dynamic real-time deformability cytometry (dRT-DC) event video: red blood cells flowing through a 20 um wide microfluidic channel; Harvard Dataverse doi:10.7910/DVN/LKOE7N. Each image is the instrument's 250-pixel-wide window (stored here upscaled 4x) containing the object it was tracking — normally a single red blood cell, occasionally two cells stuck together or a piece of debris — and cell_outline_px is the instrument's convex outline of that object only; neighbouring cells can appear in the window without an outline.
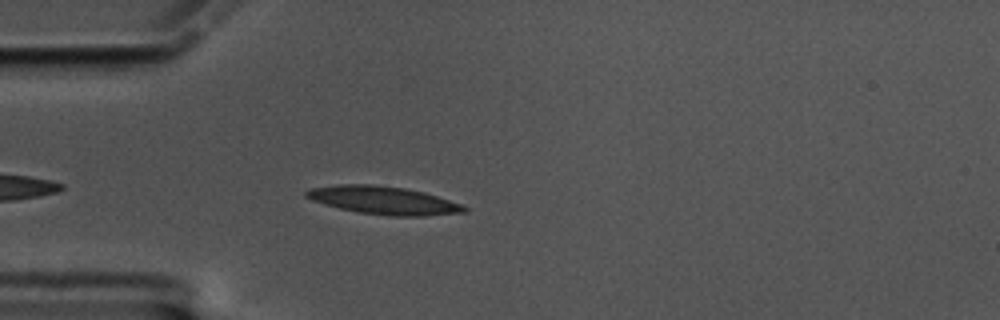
{"species": "common noctule bat (a hibernating species)", "species_latin": "Nyctalus noctula", "temperature_condition": "cold", "stored_images_in_passage": 43, "camera_frame_rate_fps": 3000, "um_per_image_px": 0.085, "animal": {"sex": "male", "body_mass_g": 17.5, "forearm_length_mm": 52.3}, "frame": {"image": 1, "passage_image": 3, "time_ms": 0.667, "image_size_px": [1000, 320], "cell_outline_px": [[468, 212], [424, 216], [388, 216], [360, 212], [340, 208], [324, 204], [312, 200], [304, 196], [304, 192], [308, 188], [340, 184], [372, 184], [404, 188], [424, 192], [464, 204], [468, 208]], "centroid_in_image_um": [32.62, 17.02], "position_along_channel_um": 52.4, "area_um2": 25.95}}
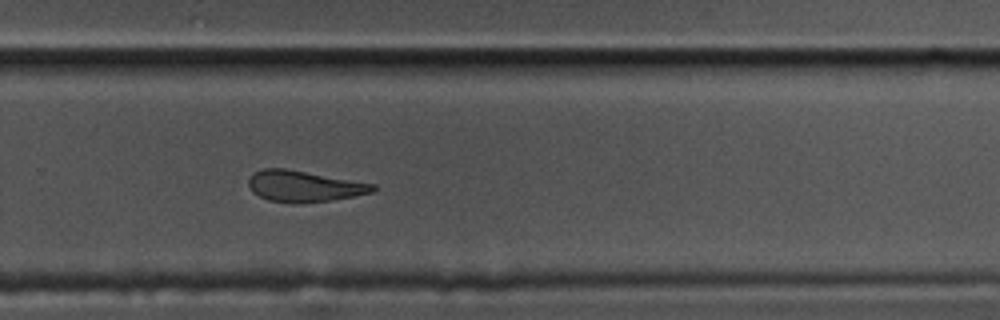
{"frame": {"image": 2, "passage_image": 26, "time_ms": 8.333, "image_size_px": [1000, 320], "cell_outline_px": [[376, 188], [372, 192], [332, 200], [292, 204], [268, 200], [252, 192], [248, 184], [248, 180], [256, 172], [264, 168], [284, 168], [376, 184]], "centroid_in_image_um": [25.83, 15.84], "position_along_channel_um": 304.0, "area_um2": 22.37}}
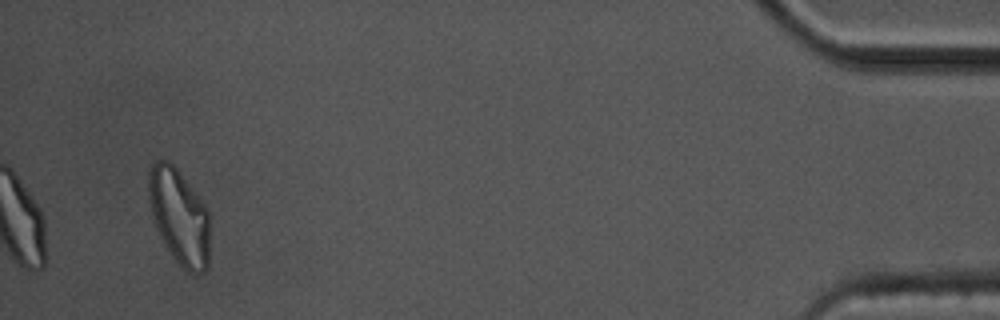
{"frame": {"image": 3, "passage_image": 43, "time_ms": 14.0, "image_size_px": [1000, 320], "cell_outline_px": [[208, 268], [204, 272], [192, 276], [176, 264], [164, 244], [156, 228], [152, 216], [148, 200], [148, 168], [156, 160], [168, 160], [176, 168], [208, 208]], "centroid_in_image_um": [15.21, 18.45], "position_along_channel_um": 420.0, "area_um2": 34.56}, "authors_computed_cell_mechanics": {"area_um2": 24.1026, "velocity_mm_per_s": 3.3965, "shape_relaxation_time_tau1_ms": null, "shape_relaxation_time_tau2_ms": 5.2178, "deformation_change_tau1": null, "deformation_change_tau2": 0.149}}